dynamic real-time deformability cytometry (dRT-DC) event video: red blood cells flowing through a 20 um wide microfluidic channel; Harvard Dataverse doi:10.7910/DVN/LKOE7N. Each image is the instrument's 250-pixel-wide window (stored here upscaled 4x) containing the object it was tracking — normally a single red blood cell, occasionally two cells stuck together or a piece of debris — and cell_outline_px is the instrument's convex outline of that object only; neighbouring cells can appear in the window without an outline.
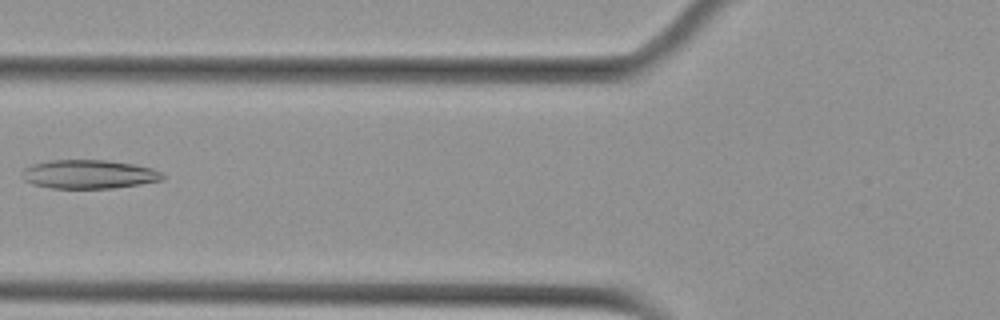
{"species": "Egyptian fruit bat (a non-hibernating species)", "species_latin": "Rousettus aegyptiacus", "temperature_condition": "cold", "stored_images_in_passage": 2, "camera_frame_rate_fps": 3000, "um_per_image_px": 0.085, "animal": {"sex": "female"}, "frame": {"image": 1, "passage_image": 2, "time_ms": 0.333, "image_size_px": [1000, 320], "cell_outline_px": [[164, 176], [160, 180], [140, 184], [112, 188], [52, 188], [32, 184], [24, 180], [20, 176], [20, 172], [24, 168], [32, 164], [52, 160], [104, 160], [132, 164], [152, 168], [160, 172]], "centroid_in_image_um": [7.48, 14.81], "position_along_channel_um": 118.3, "area_um2": 23.47}}